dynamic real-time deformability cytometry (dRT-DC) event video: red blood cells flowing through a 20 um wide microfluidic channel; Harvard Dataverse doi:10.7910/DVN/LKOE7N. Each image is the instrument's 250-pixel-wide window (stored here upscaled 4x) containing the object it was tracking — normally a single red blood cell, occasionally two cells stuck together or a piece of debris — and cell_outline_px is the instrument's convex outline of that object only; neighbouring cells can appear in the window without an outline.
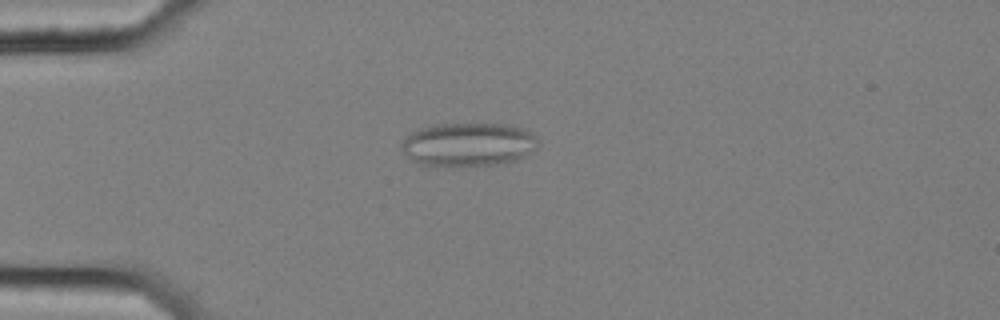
{"species": "common noctule bat (a hibernating species)", "species_latin": "Nyctalus noctula", "temperature_condition": "cold", "stored_images_in_passage": 42, "segment_of_instrument_passage": [1, 2], "camera_frame_rate_fps": 3000, "um_per_image_px": 0.085, "animal": {"sex": "female", "body_mass_g": 25.1}, "frame": {"image": 1, "passage_image": 1, "time_ms": 0.0, "image_size_px": [1000, 320], "cell_outline_px": [[540, 144], [536, 148], [524, 156], [516, 160], [496, 164], [420, 164], [412, 160], [400, 148], [400, 144], [416, 128], [432, 124], [480, 120], [504, 124], [524, 128], [536, 136], [540, 140]], "centroid_in_image_um": [39.84, 12.18], "position_along_channel_um": 45.2, "area_um2": 35.32}}